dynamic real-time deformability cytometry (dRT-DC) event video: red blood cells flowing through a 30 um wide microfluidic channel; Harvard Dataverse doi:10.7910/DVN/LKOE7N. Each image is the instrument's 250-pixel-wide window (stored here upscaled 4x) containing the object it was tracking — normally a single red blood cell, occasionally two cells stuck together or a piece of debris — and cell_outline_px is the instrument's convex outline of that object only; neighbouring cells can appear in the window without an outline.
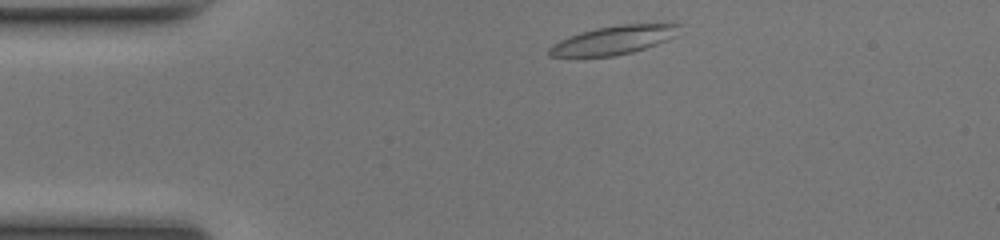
{"species": "common noctule bat (a hibernating species)", "species_latin": "Nyctalus noctula", "temperature_condition": "room temperature", "stored_images_in_passage": 42, "camera_frame_rate_fps": 3000, "um_per_image_px": 0.085, "animal": {"sex": "female", "body_mass_g": 17.0, "forearm_length_mm": 48.0}, "frame": {"image": 1, "passage_image": 2, "time_ms": 0.333, "image_size_px": [1000, 240], "cell_outline_px": [[680, 24], [676, 36], [668, 40], [632, 52], [616, 56], [548, 56], [548, 48], [552, 44], [568, 36], [580, 32], [596, 28], [620, 24]], "centroid_in_image_um": [52.13, 3.41], "position_along_channel_um": 32.9, "area_um2": 21.5}}
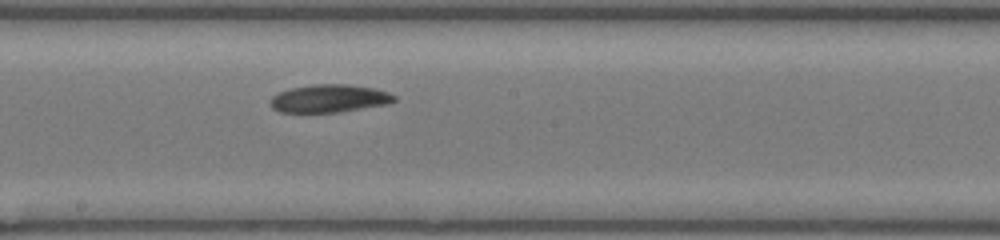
{"frame": {"image": 2, "passage_image": 19, "time_ms": 6.0, "image_size_px": [1000, 240], "cell_outline_px": [[396, 100], [388, 104], [340, 112], [280, 112], [272, 108], [268, 104], [268, 100], [272, 96], [288, 88], [316, 84], [348, 84], [376, 88], [388, 92], [396, 96]], "centroid_in_image_um": [27.97, 8.37], "position_along_channel_um": 220.2, "area_um2": 20.4}}
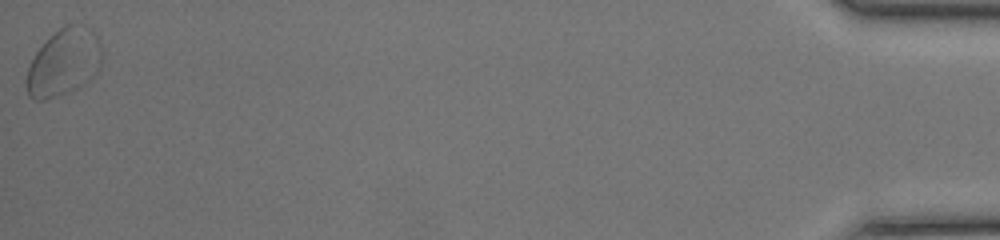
{"frame": {"image": 3, "passage_image": 42, "time_ms": 13.667, "image_size_px": [1000, 240], "cell_outline_px": [[104, 52], [100, 64], [96, 72], [80, 88], [44, 100], [32, 100], [28, 96], [24, 84], [28, 68], [36, 52], [64, 24], [84, 24], [96, 36]], "centroid_in_image_um": [5.42, 5.33], "position_along_channel_um": 429.8, "area_um2": 29.48}}